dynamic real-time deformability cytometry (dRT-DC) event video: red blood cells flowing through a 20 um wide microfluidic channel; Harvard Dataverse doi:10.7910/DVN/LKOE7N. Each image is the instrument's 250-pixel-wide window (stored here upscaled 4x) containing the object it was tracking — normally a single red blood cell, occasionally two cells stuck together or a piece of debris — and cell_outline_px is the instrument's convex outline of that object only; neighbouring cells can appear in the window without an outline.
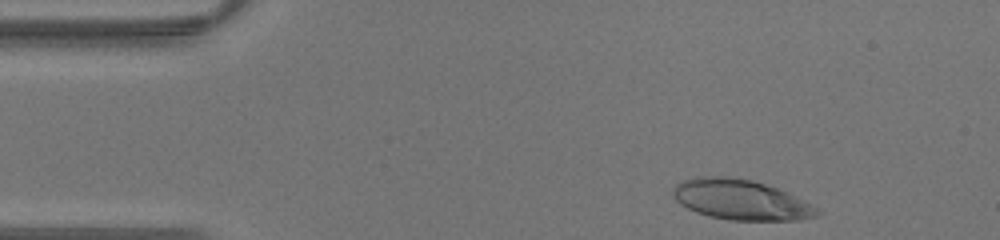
{"species": "human", "species_latin": "Homo sapiens", "temperature_condition": "warm", "stored_images_in_passage": 31, "camera_frame_rate_fps": 3000, "um_per_image_px": 0.085, "donor": {"sex": "male"}, "frame": {"image": 1, "passage_image": 2, "time_ms": 0.333, "image_size_px": [1000, 240], "cell_outline_px": [[824, 212], [820, 216], [800, 220], [732, 220], [708, 216], [696, 212], [680, 204], [676, 200], [672, 192], [672, 188], [676, 184], [684, 180], [700, 176], [728, 176], [752, 180], [788, 192], [812, 204]], "centroid_in_image_um": [63.01, 16.98], "position_along_channel_um": 22.0, "area_um2": 33.99}}
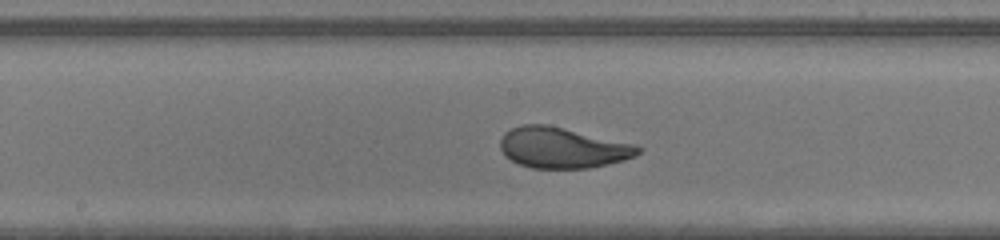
{"frame": {"image": 2, "passage_image": 18, "time_ms": 5.667, "image_size_px": [1000, 240], "cell_outline_px": [[644, 148], [636, 156], [624, 160], [588, 168], [532, 168], [520, 164], [504, 156], [500, 148], [500, 140], [504, 132], [512, 128], [524, 124], [548, 124], [636, 144]], "centroid_in_image_um": [47.82, 12.55], "position_along_channel_um": 200.4, "area_um2": 32.89}}
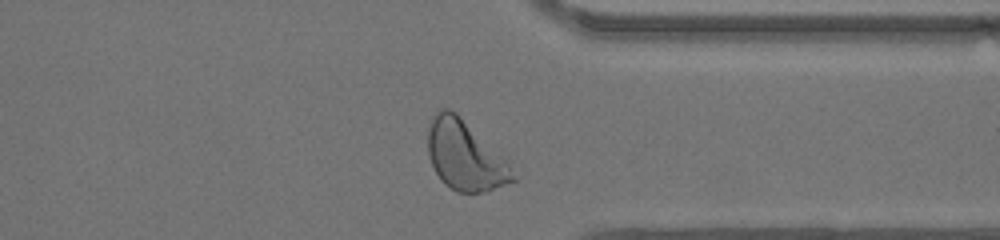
{"frame": {"image": 3, "passage_image": 29, "time_ms": 9.333, "image_size_px": [1000, 240], "cell_outline_px": [[516, 180], [488, 192], [456, 192], [444, 184], [440, 180], [428, 156], [428, 132], [432, 116], [440, 108], [448, 108], [456, 112], [508, 160]], "centroid_in_image_um": [39.53, 13.23], "position_along_channel_um": 371.9, "area_um2": 34.56}}